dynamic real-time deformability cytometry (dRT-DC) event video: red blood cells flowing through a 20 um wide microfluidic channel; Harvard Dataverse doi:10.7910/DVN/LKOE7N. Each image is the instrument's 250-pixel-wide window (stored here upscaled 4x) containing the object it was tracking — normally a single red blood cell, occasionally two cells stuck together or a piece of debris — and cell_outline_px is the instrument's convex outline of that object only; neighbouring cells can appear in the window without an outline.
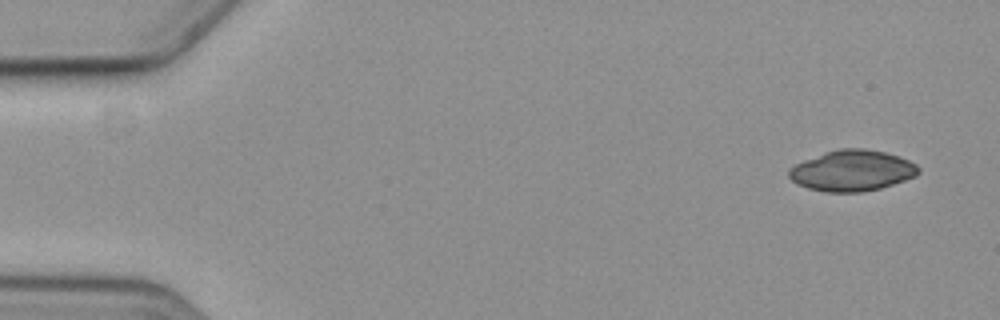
{"species": "common noctule bat (a hibernating species)", "species_latin": "Nyctalus noctula", "temperature_condition": "cold", "stored_images_in_passage": 5, "camera_frame_rate_fps": 3000, "um_per_image_px": 0.085, "animal": {"sex": "female", "body_mass_g": 19.3, "forearm_length_mm": 54.1}, "frame": {"image": 1, "passage_image": 1, "time_ms": 0.0, "image_size_px": [1000, 320], "cell_outline_px": [[920, 172], [916, 176], [880, 188], [864, 192], [824, 192], [808, 188], [796, 184], [788, 176], [788, 168], [804, 160], [824, 152], [840, 148], [864, 148], [884, 152], [900, 156], [916, 164], [920, 168]], "centroid_in_image_um": [72.42, 14.5], "position_along_channel_um": 12.6, "area_um2": 31.04}}